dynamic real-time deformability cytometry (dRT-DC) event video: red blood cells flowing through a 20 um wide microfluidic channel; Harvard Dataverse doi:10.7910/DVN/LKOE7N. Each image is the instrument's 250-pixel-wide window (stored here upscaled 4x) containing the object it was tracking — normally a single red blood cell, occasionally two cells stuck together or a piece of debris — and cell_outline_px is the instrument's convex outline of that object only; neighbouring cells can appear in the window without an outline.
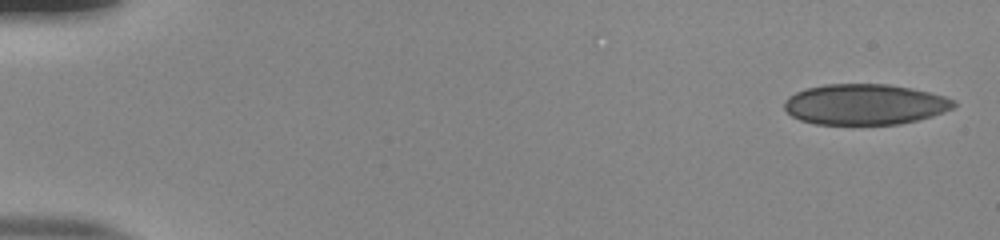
{"species": "human", "species_latin": "Homo sapiens", "temperature_condition": "room temperature", "stored_images_in_passage": 52, "camera_frame_rate_fps": 3000, "um_per_image_px": 0.085, "donor": {"sex": "male"}, "frame": {"image": 1, "passage_image": 1, "time_ms": 0.0, "image_size_px": [1000, 240], "cell_outline_px": [[956, 104], [952, 108], [944, 112], [932, 116], [900, 124], [816, 124], [800, 120], [792, 116], [784, 108], [784, 100], [788, 96], [796, 92], [808, 88], [824, 84], [888, 84], [912, 88], [944, 96], [956, 100]], "centroid_in_image_um": [73.51, 8.87], "position_along_channel_um": 11.5, "area_um2": 40.17}}
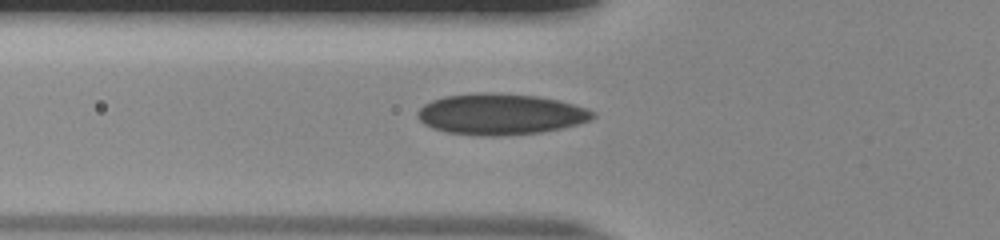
{"frame": {"image": 2, "passage_image": 19, "time_ms": 6.0, "image_size_px": [1000, 240], "cell_outline_px": [[596, 116], [592, 120], [580, 124], [564, 128], [544, 132], [500, 136], [480, 136], [444, 132], [432, 128], [424, 124], [416, 116], [416, 112], [424, 104], [432, 100], [444, 96], [536, 96], [556, 100], [572, 104], [596, 112]], "centroid_in_image_um": [42.57, 9.78], "position_along_channel_um": 83.2, "area_um2": 40.81}}
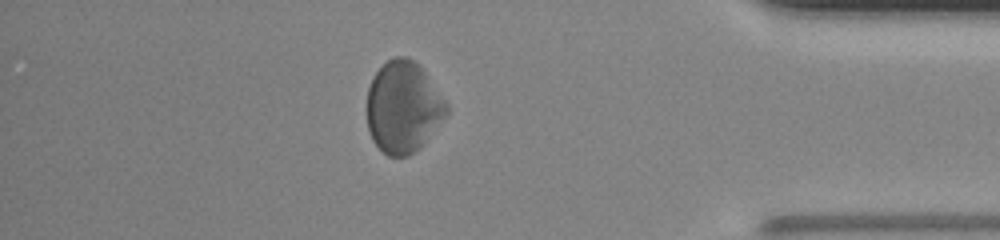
{"frame": {"image": 3, "passage_image": 46, "time_ms": 15.0, "image_size_px": [1000, 240], "cell_outline_px": [[448, 112], [420, 148], [408, 156], [388, 156], [372, 140], [368, 128], [368, 88], [376, 72], [392, 56], [404, 56], [412, 60], [424, 72], [448, 104]], "centroid_in_image_um": [34.26, 9.12], "position_along_channel_um": 400.9, "area_um2": 41.79}, "authors_computed_cell_mechanics": {"area_um2": 40.8646, "velocity_mm_per_s": 3.8467, "shape_relaxation_time_tau1_ms": 10.4335, "shape_relaxation_time_tau2_ms": 1.9113, "deformation_change_tau1": 0.1776, "deformation_change_tau2": 0.0772}}